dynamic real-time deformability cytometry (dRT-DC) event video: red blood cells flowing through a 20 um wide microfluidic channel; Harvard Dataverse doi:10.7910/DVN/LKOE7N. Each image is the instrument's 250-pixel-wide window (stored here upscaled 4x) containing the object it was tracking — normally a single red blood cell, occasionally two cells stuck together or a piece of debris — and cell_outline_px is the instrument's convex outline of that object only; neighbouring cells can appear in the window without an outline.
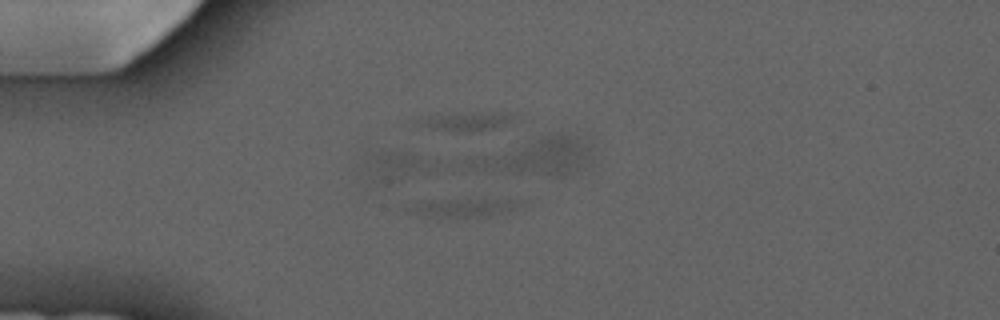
{"species": "common noctule bat (a hibernating species)", "species_latin": "Nyctalus noctula", "temperature_condition": "cold", "stored_images_in_passage": 9, "camera_frame_rate_fps": 3000, "um_per_image_px": 0.085, "animal": {"sex": "male", "forearm_length_mm": 52.5}, "frame": {"image": 1, "passage_image": 5, "time_ms": 4.667, "image_size_px": [1000, 320], "cell_outline_px": [[528, 200], [516, 208], [504, 212], [484, 216], [436, 216], [416, 212], [408, 208], [416, 204], [440, 200]], "centroid_in_image_um": [39.62, 17.63], "position_along_channel_um": 45.4, "area_um2": 10.69}}